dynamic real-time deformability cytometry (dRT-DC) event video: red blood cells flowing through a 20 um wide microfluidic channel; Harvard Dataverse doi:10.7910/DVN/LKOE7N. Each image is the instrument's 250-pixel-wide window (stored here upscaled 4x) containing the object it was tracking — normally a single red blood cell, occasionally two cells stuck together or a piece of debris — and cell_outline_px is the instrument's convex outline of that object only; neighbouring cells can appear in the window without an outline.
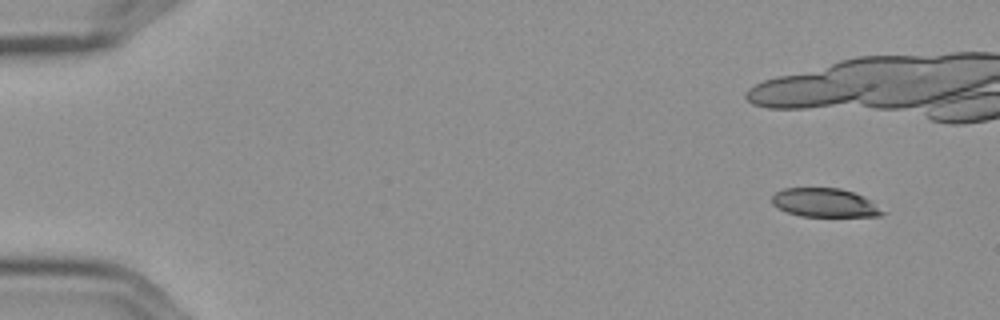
{"species": "Egyptian fruit bat (a non-hibernating species)", "species_latin": "Rousettus aegyptiacus", "temperature_condition": "cold", "stored_images_in_passage": 14, "camera_frame_rate_fps": 3000, "um_per_image_px": 0.085, "frame": {"image": 1, "passage_image": 1, "time_ms": 0.0, "image_size_px": [1000, 320], "cell_outline_px": [[888, 212], [880, 216], [800, 216], [788, 212], [772, 204], [772, 196], [776, 192], [784, 188], [840, 188], [864, 196]], "centroid_in_image_um": [70.15, 17.23], "position_along_channel_um": 14.9, "area_um2": 18.5}}